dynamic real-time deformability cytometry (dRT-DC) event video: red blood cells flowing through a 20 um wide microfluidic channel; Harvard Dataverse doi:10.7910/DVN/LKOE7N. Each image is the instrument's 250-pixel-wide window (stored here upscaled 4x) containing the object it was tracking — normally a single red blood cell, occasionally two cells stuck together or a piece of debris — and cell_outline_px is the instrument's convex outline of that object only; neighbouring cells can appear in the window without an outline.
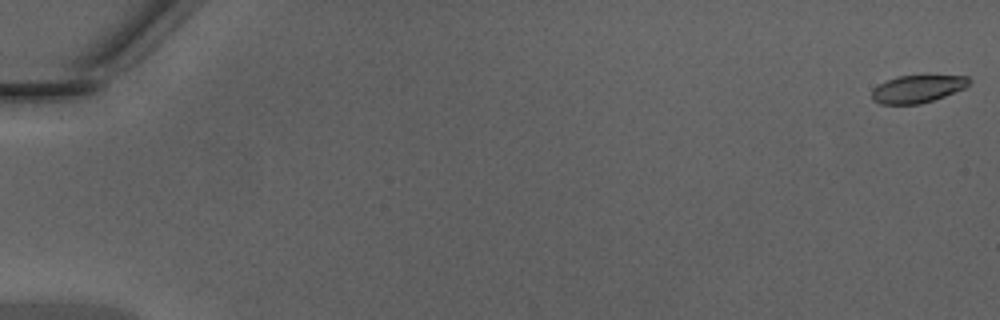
{"species": "Egyptian fruit bat (a non-hibernating species)", "species_latin": "Rousettus aegyptiacus", "temperature_condition": "warm", "stored_images_in_passage": 15, "camera_frame_rate_fps": 3000, "um_per_image_px": 0.085, "animal": {"sex": "male"}, "frame": {"image": 1, "passage_image": 1, "time_ms": 0.0, "image_size_px": [1000, 320], "cell_outline_px": [[972, 80], [964, 88], [944, 96], [920, 104], [880, 104], [872, 100], [872, 92], [880, 84], [896, 76], [928, 72], [968, 76]], "centroid_in_image_um": [78.06, 7.48], "position_along_channel_um": 6.9, "area_um2": 16.36}}
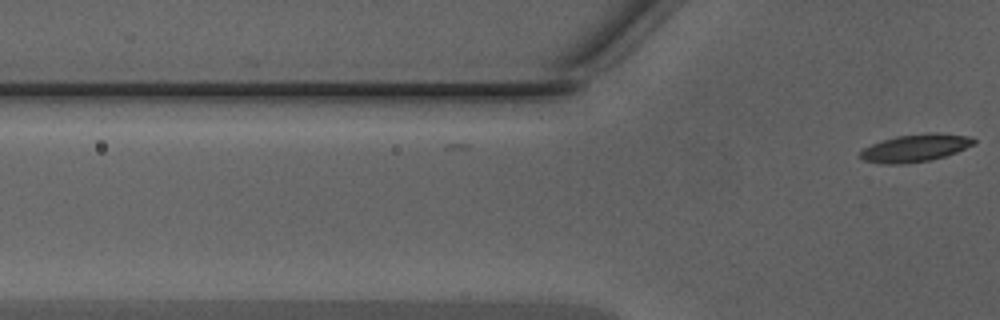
{"frame": {"image": 2, "passage_image": 15, "time_ms": 4.667, "image_size_px": [1000, 320], "cell_outline_px": [[976, 140], [972, 144], [956, 152], [944, 156], [928, 160], [904, 164], [884, 164], [864, 160], [860, 156], [860, 152], [864, 148], [872, 144], [896, 136], [936, 132], [968, 136]], "centroid_in_image_um": [77.78, 12.58], "position_along_channel_um": 48.0, "area_um2": 17.86}}